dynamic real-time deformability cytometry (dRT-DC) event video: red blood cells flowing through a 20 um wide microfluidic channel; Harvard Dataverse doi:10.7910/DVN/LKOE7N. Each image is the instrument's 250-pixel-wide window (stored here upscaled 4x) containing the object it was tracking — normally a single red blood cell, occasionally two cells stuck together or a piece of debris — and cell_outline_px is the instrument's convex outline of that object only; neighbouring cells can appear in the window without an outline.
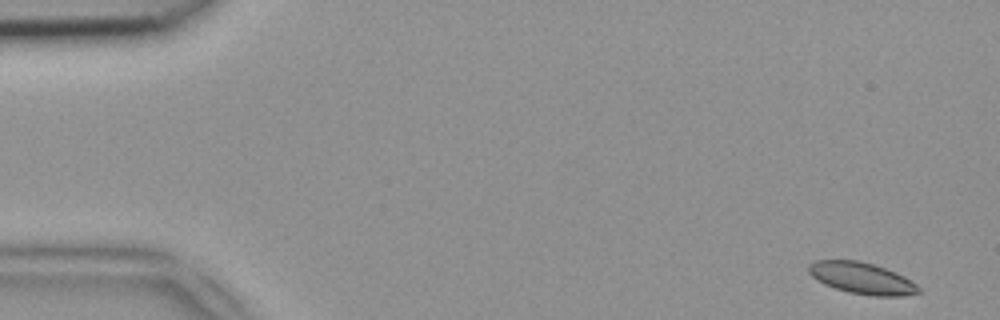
{"species": "common noctule bat (a hibernating species)", "species_latin": "Nyctalus noctula", "temperature_condition": "room temperature", "stored_images_in_passage": 49, "camera_frame_rate_fps": 3000, "um_per_image_px": 0.085, "animal": {"sex": "female", "body_mass_g": 18.4}, "frame": {"image": 1, "passage_image": 2, "time_ms": 0.333, "image_size_px": [1000, 320], "cell_outline_px": [[920, 292], [904, 296], [872, 296], [848, 292], [824, 284], [816, 280], [808, 272], [808, 264], [816, 260], [860, 260], [896, 272], [904, 276], [916, 284], [920, 288]], "centroid_in_image_um": [73.24, 23.64], "position_along_channel_um": 11.8, "area_um2": 20.23}}
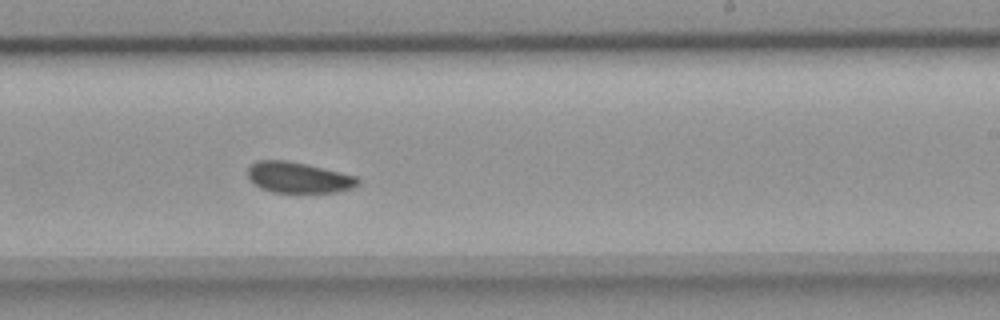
{"frame": {"image": 2, "passage_image": 30, "time_ms": 9.667, "image_size_px": [1000, 320], "cell_outline_px": [[360, 184], [352, 188], [336, 192], [272, 192], [260, 188], [252, 184], [248, 176], [248, 168], [256, 160], [284, 160], [308, 164], [356, 176], [360, 180]], "centroid_in_image_um": [25.35, 15.09], "position_along_channel_um": 263.6, "area_um2": 19.88}}
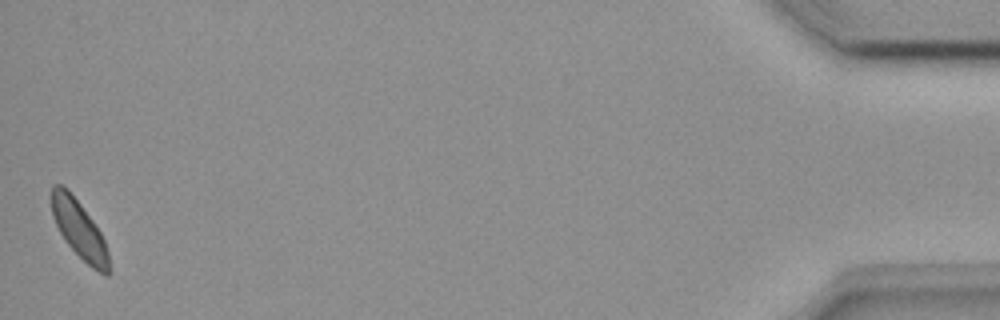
{"frame": {"image": 3, "passage_image": 49, "time_ms": 16.0, "image_size_px": [1000, 320], "cell_outline_px": [[108, 276], [104, 276], [92, 268], [64, 240], [52, 216], [48, 192], [52, 184], [60, 184], [68, 188], [92, 220], [100, 232], [104, 240], [108, 252]], "centroid_in_image_um": [6.66, 19.42], "position_along_channel_um": 428.5, "area_um2": 19.42}}